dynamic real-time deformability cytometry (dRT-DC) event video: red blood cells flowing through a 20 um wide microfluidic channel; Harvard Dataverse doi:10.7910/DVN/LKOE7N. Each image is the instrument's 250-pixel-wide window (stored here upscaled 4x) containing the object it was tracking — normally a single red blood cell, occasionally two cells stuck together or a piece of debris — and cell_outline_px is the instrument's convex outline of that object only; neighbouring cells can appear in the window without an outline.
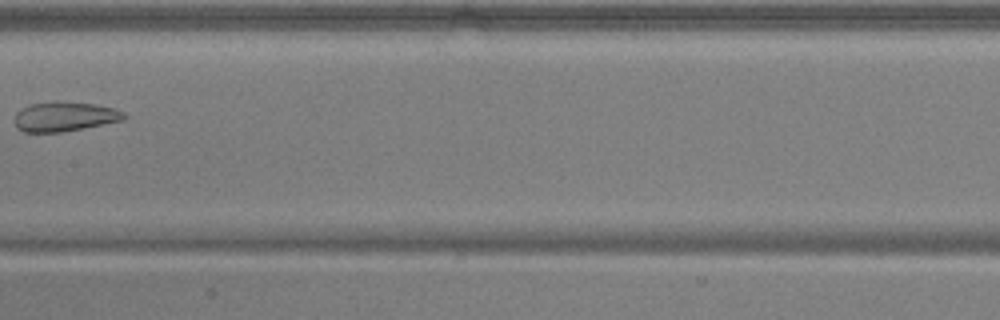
{"species": "common noctule bat (a hibernating species)", "species_latin": "Nyctalus noctula", "temperature_condition": "warm", "stored_images_in_passage": 10, "camera_frame_rate_fps": 3000, "um_per_image_px": 0.085, "animal": {"sex": "male", "body_mass_g": 17.9, "forearm_length_mm": 54.2}, "frame": {"image": 1, "passage_image": 9, "time_ms": 2.667, "image_size_px": [1000, 320], "cell_outline_px": [[128, 116], [124, 120], [64, 132], [24, 132], [16, 128], [16, 112], [20, 108], [28, 104], [96, 104], [116, 108], [124, 112]], "centroid_in_image_um": [5.53, 9.95], "position_along_channel_um": 201.9, "area_um2": 18.32}}
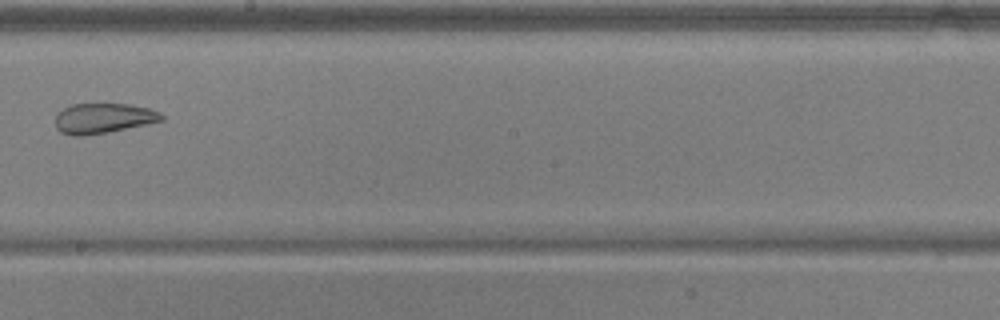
{"frame": {"image": 2, "passage_image": 10, "time_ms": 3.0, "image_size_px": [1000, 320], "cell_outline_px": [[164, 120], [108, 132], [80, 136], [72, 136], [60, 132], [56, 128], [56, 116], [64, 108], [72, 104], [132, 104], [148, 108], [160, 112], [164, 116]], "centroid_in_image_um": [8.78, 10.05], "position_along_channel_um": 239.4, "area_um2": 18.55}}